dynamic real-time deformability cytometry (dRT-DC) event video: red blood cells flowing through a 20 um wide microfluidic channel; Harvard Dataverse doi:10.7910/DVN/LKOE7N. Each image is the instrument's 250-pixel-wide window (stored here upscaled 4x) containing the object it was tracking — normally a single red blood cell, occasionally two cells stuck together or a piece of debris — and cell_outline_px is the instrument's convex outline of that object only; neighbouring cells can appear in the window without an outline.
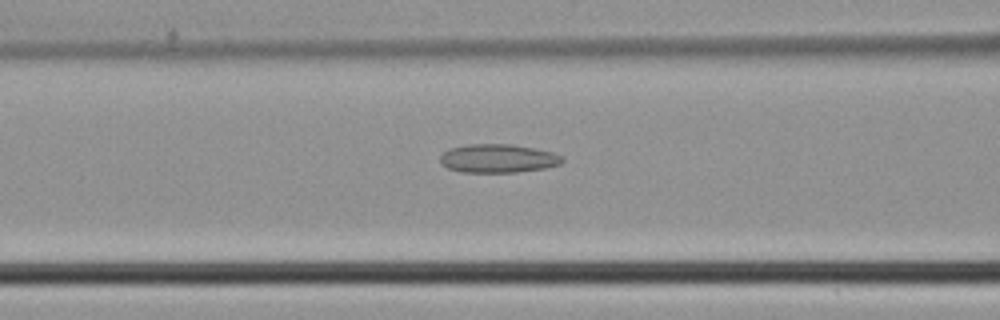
{"species": "common noctule bat (a hibernating species)", "species_latin": "Nyctalus noctula", "temperature_condition": "cold", "stored_images_in_passage": 47, "segment_of_instrument_passage": [1, 2], "camera_frame_rate_fps": 3000, "um_per_image_px": 0.085, "animal": {"sex": "male", "body_mass_g": 21.5, "forearm_length_mm": 52.0}, "frame": {"image": 1, "passage_image": 19, "time_ms": 6.0, "image_size_px": [1000, 320], "cell_outline_px": [[564, 160], [560, 164], [544, 168], [516, 172], [460, 172], [448, 168], [440, 160], [440, 156], [448, 148], [468, 144], [512, 144], [552, 152], [560, 156]], "centroid_in_image_um": [42.3, 13.46], "position_along_channel_um": 124.3, "area_um2": 20.17}}
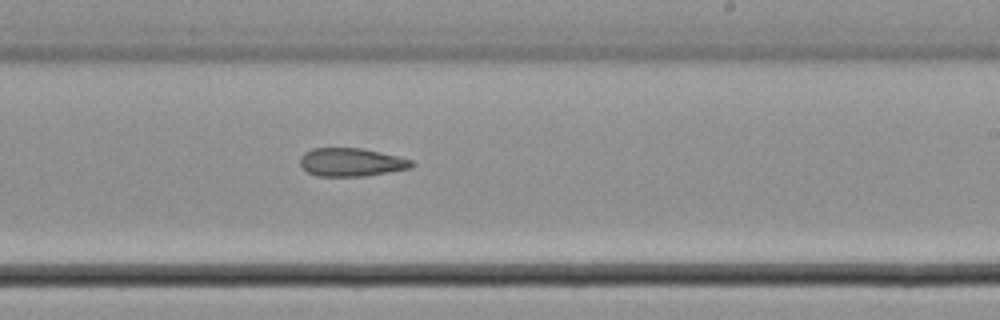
{"frame": {"image": 2, "passage_image": 28, "time_ms": 9.0, "image_size_px": [1000, 320], "cell_outline_px": [[416, 164], [408, 168], [388, 172], [364, 176], [316, 176], [308, 172], [300, 164], [300, 156], [304, 152], [312, 148], [360, 148], [396, 156], [412, 160]], "centroid_in_image_um": [29.81, 13.79], "position_along_channel_um": 259.2, "area_um2": 18.21}}
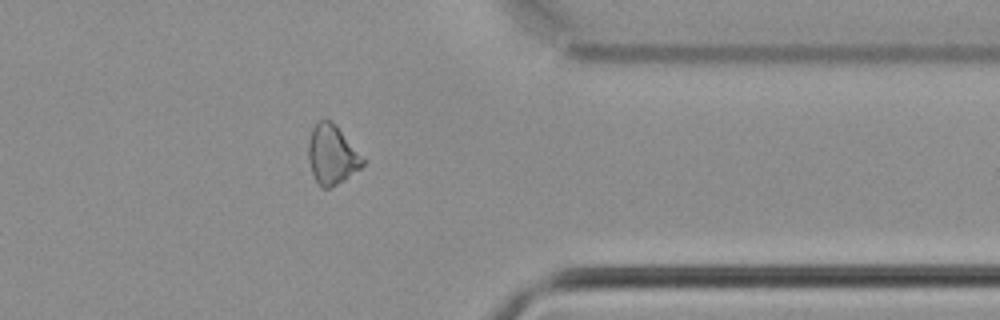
{"frame": {"image": 3, "passage_image": 37, "time_ms": 12.0, "image_size_px": [1000, 320], "cell_outline_px": [[364, 164], [360, 168], [344, 180], [328, 188], [320, 188], [312, 172], [308, 160], [308, 144], [312, 128], [320, 120], [332, 120], [336, 124], [364, 156]], "centroid_in_image_um": [28.23, 13.13], "position_along_channel_um": 383.2, "area_um2": 18.9}}